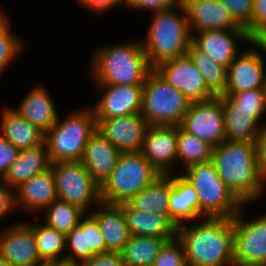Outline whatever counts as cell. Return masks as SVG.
<instances>
[{"instance_id": "1", "label": "cell", "mask_w": 266, "mask_h": 266, "mask_svg": "<svg viewBox=\"0 0 266 266\" xmlns=\"http://www.w3.org/2000/svg\"><path fill=\"white\" fill-rule=\"evenodd\" d=\"M178 226L188 266H235L232 218L204 217Z\"/></svg>"}, {"instance_id": "2", "label": "cell", "mask_w": 266, "mask_h": 266, "mask_svg": "<svg viewBox=\"0 0 266 266\" xmlns=\"http://www.w3.org/2000/svg\"><path fill=\"white\" fill-rule=\"evenodd\" d=\"M211 162L220 179L243 204L265 192L266 177L259 171L255 144L224 141L213 147Z\"/></svg>"}, {"instance_id": "3", "label": "cell", "mask_w": 266, "mask_h": 266, "mask_svg": "<svg viewBox=\"0 0 266 266\" xmlns=\"http://www.w3.org/2000/svg\"><path fill=\"white\" fill-rule=\"evenodd\" d=\"M141 40L97 48L90 64L95 84L143 86L153 68Z\"/></svg>"}, {"instance_id": "4", "label": "cell", "mask_w": 266, "mask_h": 266, "mask_svg": "<svg viewBox=\"0 0 266 266\" xmlns=\"http://www.w3.org/2000/svg\"><path fill=\"white\" fill-rule=\"evenodd\" d=\"M152 14L146 41L141 42L148 62L154 68L164 61L186 55L192 36L183 5Z\"/></svg>"}, {"instance_id": "5", "label": "cell", "mask_w": 266, "mask_h": 266, "mask_svg": "<svg viewBox=\"0 0 266 266\" xmlns=\"http://www.w3.org/2000/svg\"><path fill=\"white\" fill-rule=\"evenodd\" d=\"M58 118L45 133L50 163L80 161L86 144L97 131V122L92 107L83 108Z\"/></svg>"}, {"instance_id": "6", "label": "cell", "mask_w": 266, "mask_h": 266, "mask_svg": "<svg viewBox=\"0 0 266 266\" xmlns=\"http://www.w3.org/2000/svg\"><path fill=\"white\" fill-rule=\"evenodd\" d=\"M160 175L140 151L121 153L110 176L100 186L101 202L127 203Z\"/></svg>"}, {"instance_id": "7", "label": "cell", "mask_w": 266, "mask_h": 266, "mask_svg": "<svg viewBox=\"0 0 266 266\" xmlns=\"http://www.w3.org/2000/svg\"><path fill=\"white\" fill-rule=\"evenodd\" d=\"M182 175L199 197V218H233L243 203L220 179L214 164L209 161L188 167Z\"/></svg>"}, {"instance_id": "8", "label": "cell", "mask_w": 266, "mask_h": 266, "mask_svg": "<svg viewBox=\"0 0 266 266\" xmlns=\"http://www.w3.org/2000/svg\"><path fill=\"white\" fill-rule=\"evenodd\" d=\"M191 102L154 69L145 78L141 115L149 126H180Z\"/></svg>"}, {"instance_id": "9", "label": "cell", "mask_w": 266, "mask_h": 266, "mask_svg": "<svg viewBox=\"0 0 266 266\" xmlns=\"http://www.w3.org/2000/svg\"><path fill=\"white\" fill-rule=\"evenodd\" d=\"M50 168L55 177L57 199L76 205L86 213L92 204L99 205L100 185L80 161L55 162Z\"/></svg>"}, {"instance_id": "10", "label": "cell", "mask_w": 266, "mask_h": 266, "mask_svg": "<svg viewBox=\"0 0 266 266\" xmlns=\"http://www.w3.org/2000/svg\"><path fill=\"white\" fill-rule=\"evenodd\" d=\"M245 205L232 218L235 266L266 263V214L248 221L243 215Z\"/></svg>"}, {"instance_id": "11", "label": "cell", "mask_w": 266, "mask_h": 266, "mask_svg": "<svg viewBox=\"0 0 266 266\" xmlns=\"http://www.w3.org/2000/svg\"><path fill=\"white\" fill-rule=\"evenodd\" d=\"M186 132L206 141L212 147L226 141L224 112L221 97L191 102L180 125Z\"/></svg>"}, {"instance_id": "12", "label": "cell", "mask_w": 266, "mask_h": 266, "mask_svg": "<svg viewBox=\"0 0 266 266\" xmlns=\"http://www.w3.org/2000/svg\"><path fill=\"white\" fill-rule=\"evenodd\" d=\"M153 69L190 102L207 101L214 97L188 54L164 61Z\"/></svg>"}, {"instance_id": "13", "label": "cell", "mask_w": 266, "mask_h": 266, "mask_svg": "<svg viewBox=\"0 0 266 266\" xmlns=\"http://www.w3.org/2000/svg\"><path fill=\"white\" fill-rule=\"evenodd\" d=\"M97 131L121 153L141 151L148 122L141 113L110 119H96Z\"/></svg>"}, {"instance_id": "14", "label": "cell", "mask_w": 266, "mask_h": 266, "mask_svg": "<svg viewBox=\"0 0 266 266\" xmlns=\"http://www.w3.org/2000/svg\"><path fill=\"white\" fill-rule=\"evenodd\" d=\"M0 255L12 266H40L37 242L33 229L26 222L0 231Z\"/></svg>"}, {"instance_id": "15", "label": "cell", "mask_w": 266, "mask_h": 266, "mask_svg": "<svg viewBox=\"0 0 266 266\" xmlns=\"http://www.w3.org/2000/svg\"><path fill=\"white\" fill-rule=\"evenodd\" d=\"M246 49L227 67L226 89L222 96L263 88L266 76L265 60L260 50Z\"/></svg>"}, {"instance_id": "16", "label": "cell", "mask_w": 266, "mask_h": 266, "mask_svg": "<svg viewBox=\"0 0 266 266\" xmlns=\"http://www.w3.org/2000/svg\"><path fill=\"white\" fill-rule=\"evenodd\" d=\"M178 126H149L143 140L141 153L160 173H173L177 163Z\"/></svg>"}, {"instance_id": "17", "label": "cell", "mask_w": 266, "mask_h": 266, "mask_svg": "<svg viewBox=\"0 0 266 266\" xmlns=\"http://www.w3.org/2000/svg\"><path fill=\"white\" fill-rule=\"evenodd\" d=\"M182 5L191 36L202 31L244 29L219 0H183Z\"/></svg>"}, {"instance_id": "18", "label": "cell", "mask_w": 266, "mask_h": 266, "mask_svg": "<svg viewBox=\"0 0 266 266\" xmlns=\"http://www.w3.org/2000/svg\"><path fill=\"white\" fill-rule=\"evenodd\" d=\"M104 93L92 109L96 119H110L141 112L143 86L96 84Z\"/></svg>"}, {"instance_id": "19", "label": "cell", "mask_w": 266, "mask_h": 266, "mask_svg": "<svg viewBox=\"0 0 266 266\" xmlns=\"http://www.w3.org/2000/svg\"><path fill=\"white\" fill-rule=\"evenodd\" d=\"M238 40L250 43L245 29L210 30L192 35V43L226 69L240 53Z\"/></svg>"}, {"instance_id": "20", "label": "cell", "mask_w": 266, "mask_h": 266, "mask_svg": "<svg viewBox=\"0 0 266 266\" xmlns=\"http://www.w3.org/2000/svg\"><path fill=\"white\" fill-rule=\"evenodd\" d=\"M65 259L84 262L95 254L105 253L106 245L100 232L97 220L90 214H85L78 225L66 234ZM66 254V255H65Z\"/></svg>"}, {"instance_id": "21", "label": "cell", "mask_w": 266, "mask_h": 266, "mask_svg": "<svg viewBox=\"0 0 266 266\" xmlns=\"http://www.w3.org/2000/svg\"><path fill=\"white\" fill-rule=\"evenodd\" d=\"M14 195L17 209L41 213L57 199L52 169L49 168L22 183L14 190Z\"/></svg>"}, {"instance_id": "22", "label": "cell", "mask_w": 266, "mask_h": 266, "mask_svg": "<svg viewBox=\"0 0 266 266\" xmlns=\"http://www.w3.org/2000/svg\"><path fill=\"white\" fill-rule=\"evenodd\" d=\"M121 152L96 131L88 140L80 162L101 186L116 166Z\"/></svg>"}, {"instance_id": "23", "label": "cell", "mask_w": 266, "mask_h": 266, "mask_svg": "<svg viewBox=\"0 0 266 266\" xmlns=\"http://www.w3.org/2000/svg\"><path fill=\"white\" fill-rule=\"evenodd\" d=\"M42 85H36L23 97L18 108L12 109L25 120L33 124L44 134L54 125L58 111L49 91Z\"/></svg>"}, {"instance_id": "24", "label": "cell", "mask_w": 266, "mask_h": 266, "mask_svg": "<svg viewBox=\"0 0 266 266\" xmlns=\"http://www.w3.org/2000/svg\"><path fill=\"white\" fill-rule=\"evenodd\" d=\"M90 214L97 220L106 245V252H121L128 242L130 232L122 207L118 204L100 202Z\"/></svg>"}, {"instance_id": "25", "label": "cell", "mask_w": 266, "mask_h": 266, "mask_svg": "<svg viewBox=\"0 0 266 266\" xmlns=\"http://www.w3.org/2000/svg\"><path fill=\"white\" fill-rule=\"evenodd\" d=\"M45 141L38 146L21 149L17 159L11 164L3 181L15 190L22 183L50 168Z\"/></svg>"}, {"instance_id": "26", "label": "cell", "mask_w": 266, "mask_h": 266, "mask_svg": "<svg viewBox=\"0 0 266 266\" xmlns=\"http://www.w3.org/2000/svg\"><path fill=\"white\" fill-rule=\"evenodd\" d=\"M169 217L178 226L199 219V197L194 187L182 176L172 173L169 195Z\"/></svg>"}, {"instance_id": "27", "label": "cell", "mask_w": 266, "mask_h": 266, "mask_svg": "<svg viewBox=\"0 0 266 266\" xmlns=\"http://www.w3.org/2000/svg\"><path fill=\"white\" fill-rule=\"evenodd\" d=\"M122 207L130 235L154 236L159 238H176L177 225L169 216L144 213L132 209L127 203Z\"/></svg>"}, {"instance_id": "28", "label": "cell", "mask_w": 266, "mask_h": 266, "mask_svg": "<svg viewBox=\"0 0 266 266\" xmlns=\"http://www.w3.org/2000/svg\"><path fill=\"white\" fill-rule=\"evenodd\" d=\"M0 135L19 150L32 148L44 142L45 134L21 117L12 107L1 111Z\"/></svg>"}, {"instance_id": "29", "label": "cell", "mask_w": 266, "mask_h": 266, "mask_svg": "<svg viewBox=\"0 0 266 266\" xmlns=\"http://www.w3.org/2000/svg\"><path fill=\"white\" fill-rule=\"evenodd\" d=\"M172 173L161 174L149 186L133 196L127 204L134 210L155 215L169 216V195Z\"/></svg>"}, {"instance_id": "30", "label": "cell", "mask_w": 266, "mask_h": 266, "mask_svg": "<svg viewBox=\"0 0 266 266\" xmlns=\"http://www.w3.org/2000/svg\"><path fill=\"white\" fill-rule=\"evenodd\" d=\"M226 141L255 143L262 125L254 116V110L231 109L223 100Z\"/></svg>"}, {"instance_id": "31", "label": "cell", "mask_w": 266, "mask_h": 266, "mask_svg": "<svg viewBox=\"0 0 266 266\" xmlns=\"http://www.w3.org/2000/svg\"><path fill=\"white\" fill-rule=\"evenodd\" d=\"M175 238L130 235L120 252L125 266H152L164 244Z\"/></svg>"}, {"instance_id": "32", "label": "cell", "mask_w": 266, "mask_h": 266, "mask_svg": "<svg viewBox=\"0 0 266 266\" xmlns=\"http://www.w3.org/2000/svg\"><path fill=\"white\" fill-rule=\"evenodd\" d=\"M187 54L201 72L207 90L214 96L224 95L226 89L227 69L200 51L192 42Z\"/></svg>"}, {"instance_id": "33", "label": "cell", "mask_w": 266, "mask_h": 266, "mask_svg": "<svg viewBox=\"0 0 266 266\" xmlns=\"http://www.w3.org/2000/svg\"><path fill=\"white\" fill-rule=\"evenodd\" d=\"M34 231L37 249L40 259L44 263L55 262L65 259L63 253L66 251V235L58 232L45 223H27ZM61 254L63 256H61Z\"/></svg>"}, {"instance_id": "34", "label": "cell", "mask_w": 266, "mask_h": 266, "mask_svg": "<svg viewBox=\"0 0 266 266\" xmlns=\"http://www.w3.org/2000/svg\"><path fill=\"white\" fill-rule=\"evenodd\" d=\"M213 147L178 126L177 160L187 169L190 166L211 161Z\"/></svg>"}, {"instance_id": "35", "label": "cell", "mask_w": 266, "mask_h": 266, "mask_svg": "<svg viewBox=\"0 0 266 266\" xmlns=\"http://www.w3.org/2000/svg\"><path fill=\"white\" fill-rule=\"evenodd\" d=\"M41 214L46 225L66 235L79 224L86 212L76 205L56 199Z\"/></svg>"}, {"instance_id": "36", "label": "cell", "mask_w": 266, "mask_h": 266, "mask_svg": "<svg viewBox=\"0 0 266 266\" xmlns=\"http://www.w3.org/2000/svg\"><path fill=\"white\" fill-rule=\"evenodd\" d=\"M7 13L0 18V77L8 66L23 53V40L10 29Z\"/></svg>"}, {"instance_id": "37", "label": "cell", "mask_w": 266, "mask_h": 266, "mask_svg": "<svg viewBox=\"0 0 266 266\" xmlns=\"http://www.w3.org/2000/svg\"><path fill=\"white\" fill-rule=\"evenodd\" d=\"M231 109L254 110V116L261 121L266 112V98L264 89L241 91L230 96H220Z\"/></svg>"}, {"instance_id": "38", "label": "cell", "mask_w": 266, "mask_h": 266, "mask_svg": "<svg viewBox=\"0 0 266 266\" xmlns=\"http://www.w3.org/2000/svg\"><path fill=\"white\" fill-rule=\"evenodd\" d=\"M152 266H188L183 244L178 237L164 244Z\"/></svg>"}, {"instance_id": "39", "label": "cell", "mask_w": 266, "mask_h": 266, "mask_svg": "<svg viewBox=\"0 0 266 266\" xmlns=\"http://www.w3.org/2000/svg\"><path fill=\"white\" fill-rule=\"evenodd\" d=\"M229 10L236 23L244 28L246 32L250 30L253 0H219Z\"/></svg>"}, {"instance_id": "40", "label": "cell", "mask_w": 266, "mask_h": 266, "mask_svg": "<svg viewBox=\"0 0 266 266\" xmlns=\"http://www.w3.org/2000/svg\"><path fill=\"white\" fill-rule=\"evenodd\" d=\"M266 31V0H253L250 30L247 32L250 42Z\"/></svg>"}, {"instance_id": "41", "label": "cell", "mask_w": 266, "mask_h": 266, "mask_svg": "<svg viewBox=\"0 0 266 266\" xmlns=\"http://www.w3.org/2000/svg\"><path fill=\"white\" fill-rule=\"evenodd\" d=\"M183 0H126L127 9L153 12L171 9L182 5Z\"/></svg>"}, {"instance_id": "42", "label": "cell", "mask_w": 266, "mask_h": 266, "mask_svg": "<svg viewBox=\"0 0 266 266\" xmlns=\"http://www.w3.org/2000/svg\"><path fill=\"white\" fill-rule=\"evenodd\" d=\"M18 154L19 149L0 135V179L5 176Z\"/></svg>"}, {"instance_id": "43", "label": "cell", "mask_w": 266, "mask_h": 266, "mask_svg": "<svg viewBox=\"0 0 266 266\" xmlns=\"http://www.w3.org/2000/svg\"><path fill=\"white\" fill-rule=\"evenodd\" d=\"M84 266H125L120 252H105L95 254L83 262Z\"/></svg>"}, {"instance_id": "44", "label": "cell", "mask_w": 266, "mask_h": 266, "mask_svg": "<svg viewBox=\"0 0 266 266\" xmlns=\"http://www.w3.org/2000/svg\"><path fill=\"white\" fill-rule=\"evenodd\" d=\"M0 220L10 214L15 207L14 190L0 179Z\"/></svg>"}, {"instance_id": "45", "label": "cell", "mask_w": 266, "mask_h": 266, "mask_svg": "<svg viewBox=\"0 0 266 266\" xmlns=\"http://www.w3.org/2000/svg\"><path fill=\"white\" fill-rule=\"evenodd\" d=\"M254 144L259 171L266 177V124L262 125Z\"/></svg>"}, {"instance_id": "46", "label": "cell", "mask_w": 266, "mask_h": 266, "mask_svg": "<svg viewBox=\"0 0 266 266\" xmlns=\"http://www.w3.org/2000/svg\"><path fill=\"white\" fill-rule=\"evenodd\" d=\"M79 5L86 7L87 9H91V11H95L96 13L105 14V12L109 11L111 8L119 6L120 4L126 5V0H77Z\"/></svg>"}, {"instance_id": "47", "label": "cell", "mask_w": 266, "mask_h": 266, "mask_svg": "<svg viewBox=\"0 0 266 266\" xmlns=\"http://www.w3.org/2000/svg\"><path fill=\"white\" fill-rule=\"evenodd\" d=\"M249 44L261 48V51L266 52V31L260 33L252 42Z\"/></svg>"}, {"instance_id": "48", "label": "cell", "mask_w": 266, "mask_h": 266, "mask_svg": "<svg viewBox=\"0 0 266 266\" xmlns=\"http://www.w3.org/2000/svg\"><path fill=\"white\" fill-rule=\"evenodd\" d=\"M51 266H84L83 262L70 261L67 259L51 262Z\"/></svg>"}, {"instance_id": "49", "label": "cell", "mask_w": 266, "mask_h": 266, "mask_svg": "<svg viewBox=\"0 0 266 266\" xmlns=\"http://www.w3.org/2000/svg\"><path fill=\"white\" fill-rule=\"evenodd\" d=\"M0 266H12L9 262H7L1 255H0Z\"/></svg>"}, {"instance_id": "50", "label": "cell", "mask_w": 266, "mask_h": 266, "mask_svg": "<svg viewBox=\"0 0 266 266\" xmlns=\"http://www.w3.org/2000/svg\"><path fill=\"white\" fill-rule=\"evenodd\" d=\"M244 266H266V263H256V264H250V265H244Z\"/></svg>"}, {"instance_id": "51", "label": "cell", "mask_w": 266, "mask_h": 266, "mask_svg": "<svg viewBox=\"0 0 266 266\" xmlns=\"http://www.w3.org/2000/svg\"><path fill=\"white\" fill-rule=\"evenodd\" d=\"M263 89H264V95H265V98H266V76H265V81H264V84H263Z\"/></svg>"}, {"instance_id": "52", "label": "cell", "mask_w": 266, "mask_h": 266, "mask_svg": "<svg viewBox=\"0 0 266 266\" xmlns=\"http://www.w3.org/2000/svg\"><path fill=\"white\" fill-rule=\"evenodd\" d=\"M6 13L5 12H3V11H1V9H0V18L2 17V16H4Z\"/></svg>"}, {"instance_id": "53", "label": "cell", "mask_w": 266, "mask_h": 266, "mask_svg": "<svg viewBox=\"0 0 266 266\" xmlns=\"http://www.w3.org/2000/svg\"><path fill=\"white\" fill-rule=\"evenodd\" d=\"M40 266H51V262L50 263H44V264H42Z\"/></svg>"}]
</instances>
